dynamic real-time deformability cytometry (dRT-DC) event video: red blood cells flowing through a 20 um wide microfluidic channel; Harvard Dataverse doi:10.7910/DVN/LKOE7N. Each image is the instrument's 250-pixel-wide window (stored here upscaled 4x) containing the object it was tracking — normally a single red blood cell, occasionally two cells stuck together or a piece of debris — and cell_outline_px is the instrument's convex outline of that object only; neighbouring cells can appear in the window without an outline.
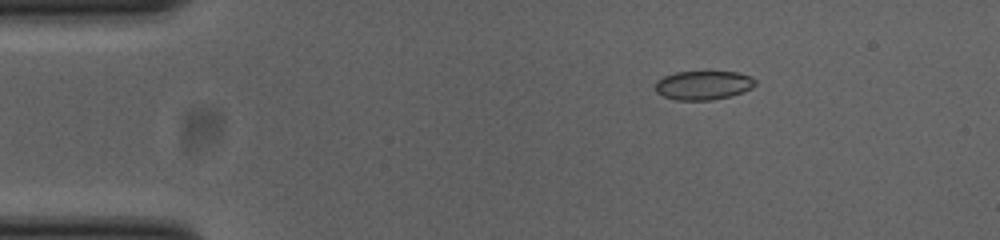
{"species": "common noctule bat (a hibernating species)", "species_latin": "Nyctalus noctula", "temperature_condition": "cold", "stored_images_in_passage": 45, "camera_frame_rate_fps": 3000, "um_per_image_px": 0.085, "animal": {"sex": "female", "body_mass_g": 23.0, "forearm_length_mm": 53.4}, "frame": {"image": 1, "passage_image": 1, "time_ms": 0.0, "image_size_px": [1000, 240], "cell_outline_px": [[756, 84], [752, 88], [728, 96], [712, 100], [676, 100], [664, 96], [656, 92], [656, 80], [664, 76], [676, 72], [736, 72], [752, 76], [756, 80]], "centroid_in_image_um": [59.78, 7.24], "position_along_channel_um": 25.2, "area_um2": 16.76}}
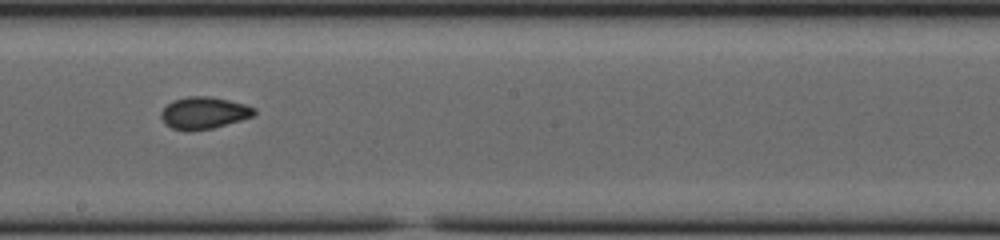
{"frame": {"image": 2, "passage_image": 22, "time_ms": 7.0, "image_size_px": [1000, 240], "cell_outline_px": [[256, 112], [252, 116], [240, 120], [212, 128], [188, 132], [172, 128], [164, 124], [160, 116], [160, 112], [172, 100], [188, 96], [208, 96], [228, 100], [244, 104], [256, 108]], "centroid_in_image_um": [17.28, 9.6], "position_along_channel_um": 230.9, "area_um2": 17.4}}
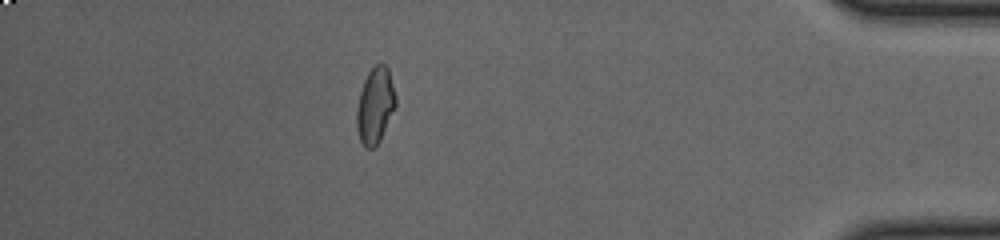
{"frame": {"image": 3, "passage_image": 39, "time_ms": 12.667, "image_size_px": [1000, 240], "cell_outline_px": [[396, 104], [380, 140], [372, 148], [364, 148], [360, 140], [356, 128], [356, 108], [360, 92], [364, 80], [368, 72], [376, 64], [384, 64], [388, 68], [396, 96]], "centroid_in_image_um": [31.87, 8.97], "position_along_channel_um": 403.3, "area_um2": 17.17}, "authors_computed_cell_mechanics": {"area_um2": 17.1666, "velocity_mm_per_s": 3.8808, "shape_relaxation_time_tau1_ms": null, "shape_relaxation_time_tau2_ms": 1.5504, "deformation_change_tau1": null, "deformation_change_tau2": 0.059}}